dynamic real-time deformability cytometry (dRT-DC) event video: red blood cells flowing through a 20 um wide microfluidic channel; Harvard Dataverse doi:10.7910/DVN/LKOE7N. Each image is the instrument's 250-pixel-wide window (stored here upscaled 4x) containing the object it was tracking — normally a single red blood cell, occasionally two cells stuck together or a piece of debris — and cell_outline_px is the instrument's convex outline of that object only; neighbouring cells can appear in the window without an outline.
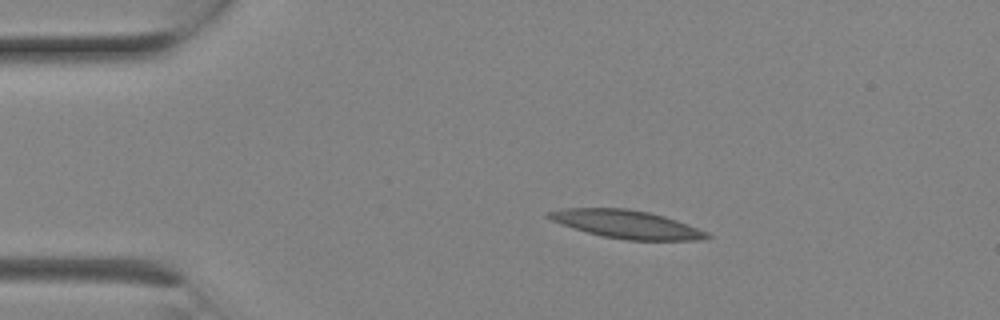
{"species": "Egyptian fruit bat (a non-hibernating species)", "species_latin": "Rousettus aegyptiacus", "temperature_condition": "room temperature", "stored_images_in_passage": 1, "camera_frame_rate_fps": 3000, "um_per_image_px": 0.085, "animal": {"sex": "female"}, "frame": {"image": 1, "passage_image": 1, "time_ms": 0.0, "image_size_px": [1000, 320], "cell_outline_px": [[712, 236], [700, 240], [628, 240], [604, 236], [588, 232], [552, 220], [544, 216], [544, 212], [564, 208], [628, 208], [648, 212], [664, 216], [688, 224], [708, 232]], "centroid_in_image_um": [53.27, 19.05], "position_along_channel_um": 31.7, "area_um2": 25.72}}